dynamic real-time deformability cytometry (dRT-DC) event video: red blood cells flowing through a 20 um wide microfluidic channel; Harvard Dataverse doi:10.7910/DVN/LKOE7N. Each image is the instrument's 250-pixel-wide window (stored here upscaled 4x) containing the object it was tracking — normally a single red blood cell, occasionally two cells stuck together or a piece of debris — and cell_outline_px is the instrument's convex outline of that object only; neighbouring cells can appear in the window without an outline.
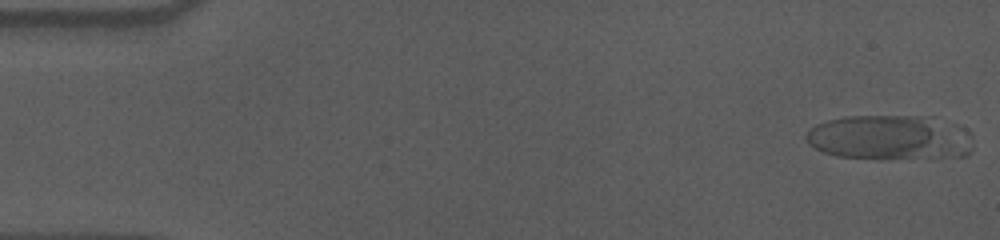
{"species": "human", "species_latin": "Homo sapiens", "temperature_condition": "cold", "stored_images_in_passage": 14, "camera_frame_rate_fps": 3000, "um_per_image_px": 0.085, "donor": {"sex": "male"}, "frame": {"image": 1, "passage_image": 1, "time_ms": 0.0, "image_size_px": [1000, 240], "cell_outline_px": [[972, 152], [964, 156], [940, 160], [876, 160], [836, 156], [824, 152], [808, 144], [804, 136], [816, 124], [828, 120], [844, 116], [932, 116], [956, 124], [972, 132]], "centroid_in_image_um": [75.75, 11.74], "position_along_channel_um": 9.3, "area_um2": 45.6}}